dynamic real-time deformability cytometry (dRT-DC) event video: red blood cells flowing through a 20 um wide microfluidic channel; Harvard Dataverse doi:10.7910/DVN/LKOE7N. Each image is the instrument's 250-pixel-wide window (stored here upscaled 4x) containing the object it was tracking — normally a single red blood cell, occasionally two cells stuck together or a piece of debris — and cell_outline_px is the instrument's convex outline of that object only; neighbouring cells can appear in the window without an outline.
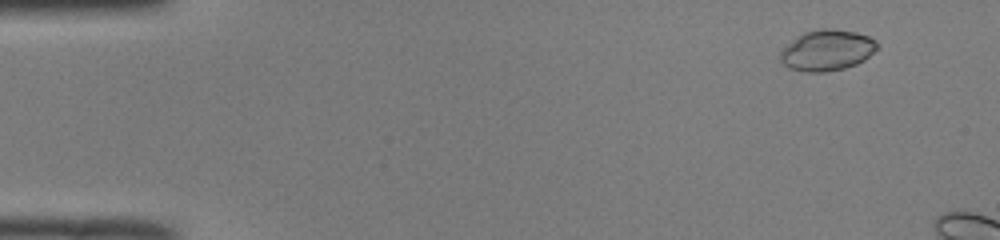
{"species": "common noctule bat (a hibernating species)", "species_latin": "Nyctalus noctula", "temperature_condition": "room temperature", "stored_images_in_passage": 7, "camera_frame_rate_fps": 3000, "um_per_image_px": 0.085, "animal": {"sex": "male", "body_mass_g": 19.0, "forearm_length_mm": 50.8}, "frame": {"image": 1, "passage_image": 1, "time_ms": 0.0, "image_size_px": [1000, 240], "cell_outline_px": [[880, 44], [864, 60], [856, 64], [844, 68], [824, 72], [804, 72], [788, 68], [780, 60], [780, 52], [788, 44], [804, 32], [820, 28], [828, 28], [856, 32], [868, 36]], "centroid_in_image_um": [70.29, 4.28], "position_along_channel_um": 14.7, "area_um2": 22.89}}